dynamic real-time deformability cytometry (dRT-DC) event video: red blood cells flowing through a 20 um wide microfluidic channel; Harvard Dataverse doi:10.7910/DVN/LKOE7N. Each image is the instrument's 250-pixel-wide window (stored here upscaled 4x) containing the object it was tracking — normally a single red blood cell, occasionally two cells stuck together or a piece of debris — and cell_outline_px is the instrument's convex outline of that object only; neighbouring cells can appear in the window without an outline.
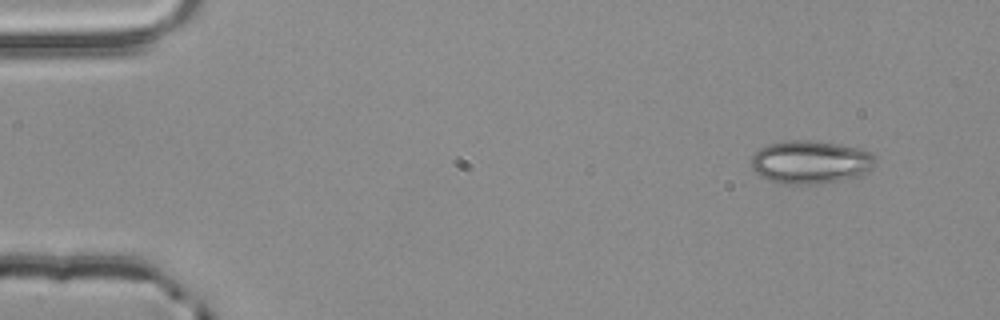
{"species": "common noctule bat (a hibernating species)", "species_latin": "Nyctalus noctula", "temperature_condition": "room temperature", "stored_images_in_passage": 4, "camera_frame_rate_fps": 3000, "um_per_image_px": 0.085, "animal": {"sex": "male", "body_mass_g": 20.4}, "frame": {"image": 1, "passage_image": 1, "time_ms": 0.0, "image_size_px": [1000, 320], "cell_outline_px": [[876, 164], [872, 168], [856, 176], [820, 184], [784, 184], [772, 180], [756, 172], [752, 168], [752, 156], [760, 148], [768, 144], [788, 140], [808, 140], [836, 144], [856, 148], [872, 152], [876, 160]], "centroid_in_image_um": [68.9, 13.77], "position_along_channel_um": 16.1, "area_um2": 30.75}}
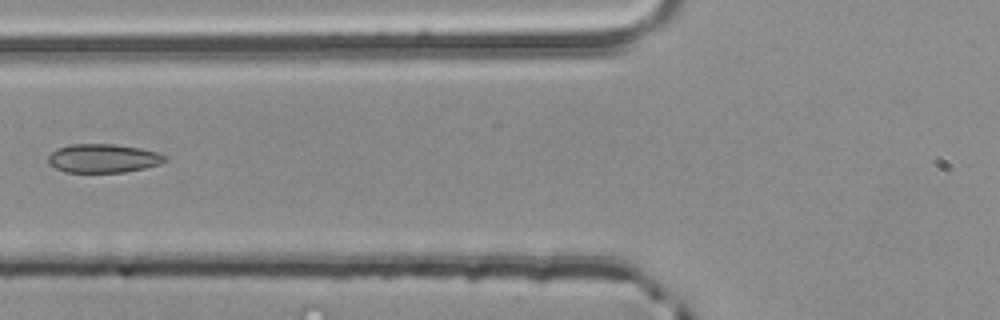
{"frame": {"image": 2, "passage_image": 4, "time_ms": 1.0, "image_size_px": [1000, 320], "cell_outline_px": [[168, 160], [160, 164], [144, 168], [124, 172], [64, 172], [48, 164], [48, 156], [56, 148], [68, 144], [116, 144], [140, 148], [156, 152], [168, 156]], "centroid_in_image_um": [8.77, 13.45], "position_along_channel_um": 117.0, "area_um2": 19.71}}